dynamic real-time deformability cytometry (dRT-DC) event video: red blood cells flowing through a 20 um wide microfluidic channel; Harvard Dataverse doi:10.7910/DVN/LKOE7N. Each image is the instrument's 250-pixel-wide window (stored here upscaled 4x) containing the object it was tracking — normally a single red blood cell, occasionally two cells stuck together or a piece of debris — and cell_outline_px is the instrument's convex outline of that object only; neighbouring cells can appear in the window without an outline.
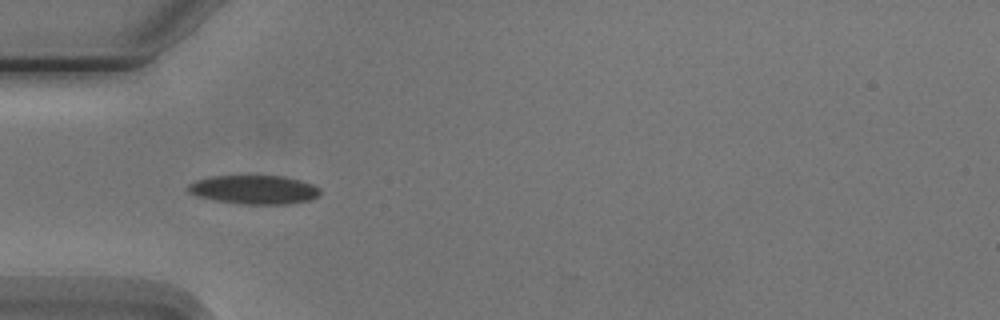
{"species": "Egyptian fruit bat (a non-hibernating species)", "species_latin": "Rousettus aegyptiacus", "temperature_condition": "cold", "stored_images_in_passage": 7, "camera_frame_rate_fps": 3000, "um_per_image_px": 0.085, "animal": {"sex": "male"}, "frame": {"image": 1, "passage_image": 6, "time_ms": 5.667, "image_size_px": [1000, 320], "cell_outline_px": [[320, 196], [308, 200], [292, 204], [244, 204], [212, 200], [196, 196], [188, 192], [188, 184], [196, 180], [212, 176], [284, 176], [300, 180], [312, 184], [320, 188]], "centroid_in_image_um": [21.61, 16.12], "position_along_channel_um": 63.4, "area_um2": 22.31}}
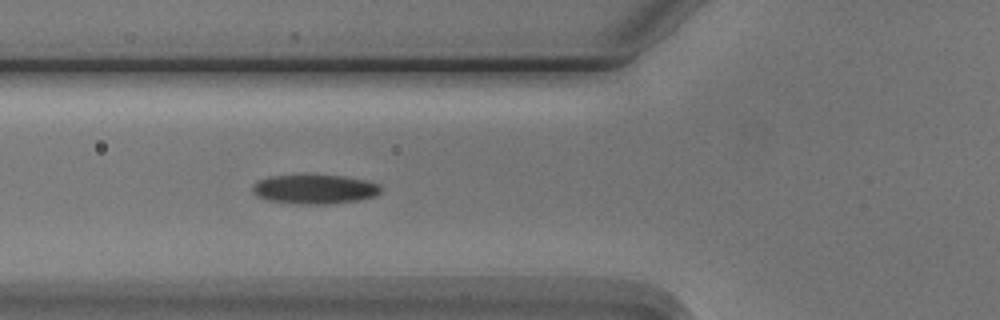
{"frame": {"image": 2, "passage_image": 7, "time_ms": 6.667, "image_size_px": [1000, 320], "cell_outline_px": [[380, 192], [376, 196], [356, 200], [332, 204], [300, 204], [264, 200], [256, 196], [252, 192], [252, 184], [256, 180], [268, 176], [344, 176], [364, 180], [380, 184]], "centroid_in_image_um": [26.68, 16.1], "position_along_channel_um": 99.1, "area_um2": 21.91}}